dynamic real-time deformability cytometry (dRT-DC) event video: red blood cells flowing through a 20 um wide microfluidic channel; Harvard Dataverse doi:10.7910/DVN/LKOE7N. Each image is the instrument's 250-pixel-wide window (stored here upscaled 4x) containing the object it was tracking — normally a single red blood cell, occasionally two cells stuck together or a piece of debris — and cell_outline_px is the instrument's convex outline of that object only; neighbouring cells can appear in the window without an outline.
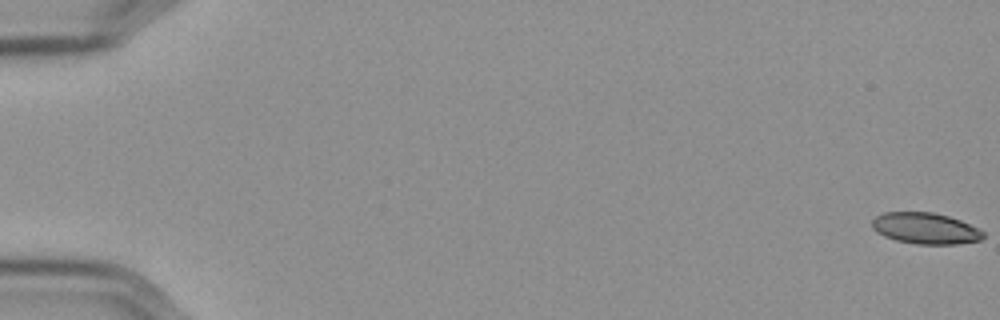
{"species": "Egyptian fruit bat (a non-hibernating species)", "species_latin": "Rousettus aegyptiacus", "temperature_condition": "cold", "stored_images_in_passage": 58, "camera_frame_rate_fps": 3000, "um_per_image_px": 0.085, "frame": {"image": 1, "passage_image": 1, "time_ms": 0.0, "image_size_px": [1000, 320], "cell_outline_px": [[984, 236], [980, 240], [956, 244], [916, 244], [896, 240], [884, 236], [876, 232], [872, 228], [872, 220], [876, 216], [884, 212], [932, 212], [948, 216], [960, 220], [984, 232]], "centroid_in_image_um": [78.62, 19.41], "position_along_channel_um": 6.4, "area_um2": 20.11}}
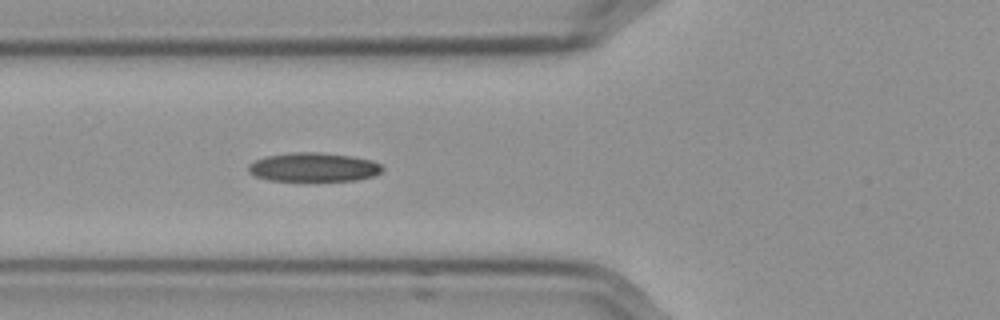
{"frame": {"image": 2, "passage_image": 23, "time_ms": 7.333, "image_size_px": [1000, 320], "cell_outline_px": [[384, 168], [380, 172], [372, 176], [356, 180], [268, 180], [256, 176], [248, 172], [248, 164], [256, 160], [268, 156], [292, 152], [320, 152], [352, 156], [372, 160], [380, 164]], "centroid_in_image_um": [26.65, 14.2], "position_along_channel_um": 99.1, "area_um2": 22.37}}
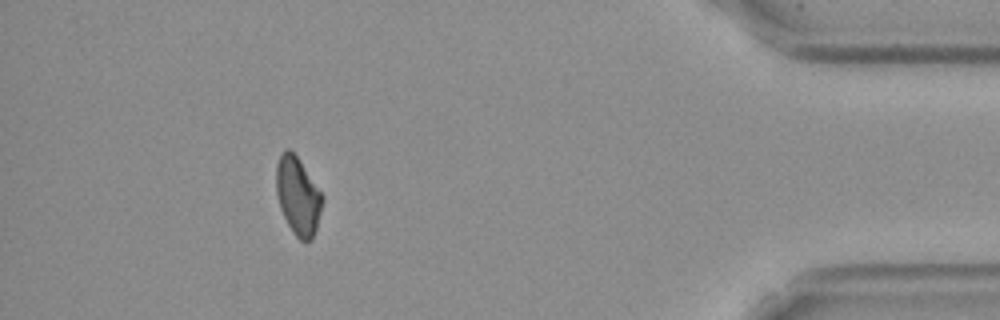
{"frame": {"image": 3, "passage_image": 53, "time_ms": 17.333, "image_size_px": [1000, 320], "cell_outline_px": [[324, 200], [316, 228], [312, 240], [300, 240], [292, 232], [280, 208], [276, 192], [276, 164], [280, 152], [284, 148], [288, 148], [300, 160], [324, 196]], "centroid_in_image_um": [25.32, 16.62], "position_along_channel_um": 409.9, "area_um2": 21.04}}